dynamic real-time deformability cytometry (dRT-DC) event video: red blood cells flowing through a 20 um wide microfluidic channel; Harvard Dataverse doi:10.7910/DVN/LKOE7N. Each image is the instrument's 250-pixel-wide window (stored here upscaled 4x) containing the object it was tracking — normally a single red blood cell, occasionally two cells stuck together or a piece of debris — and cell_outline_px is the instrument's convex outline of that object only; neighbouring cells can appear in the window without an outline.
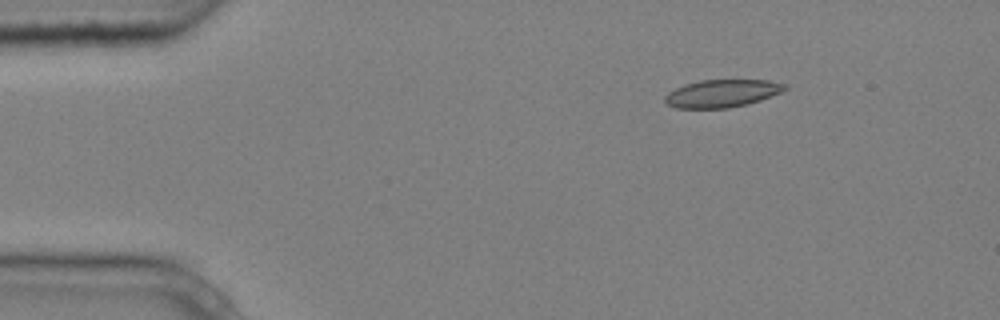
{"species": "common noctule bat (a hibernating species)", "species_latin": "Nyctalus noctula", "temperature_condition": "cold", "stored_images_in_passage": 3, "camera_frame_rate_fps": 3000, "um_per_image_px": 0.085, "animal": {"sex": "male", "body_mass_g": 20.4}, "frame": {"image": 1, "passage_image": 1, "time_ms": 0.0, "image_size_px": [1000, 320], "cell_outline_px": [[788, 88], [780, 92], [760, 100], [748, 104], [728, 108], [676, 108], [668, 104], [664, 100], [664, 96], [668, 92], [684, 84], [700, 80], [768, 80], [788, 84]], "centroid_in_image_um": [61.37, 7.93], "position_along_channel_um": 23.6, "area_um2": 19.36}}